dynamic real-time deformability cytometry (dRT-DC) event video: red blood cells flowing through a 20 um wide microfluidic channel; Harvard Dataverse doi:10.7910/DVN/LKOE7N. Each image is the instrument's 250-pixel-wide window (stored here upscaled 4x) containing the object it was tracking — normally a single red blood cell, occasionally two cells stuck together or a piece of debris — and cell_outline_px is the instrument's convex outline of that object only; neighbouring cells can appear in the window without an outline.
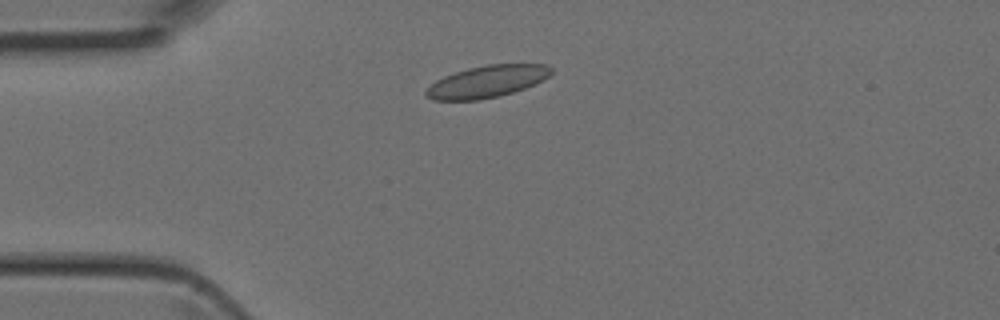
{"species": "Egyptian fruit bat (a non-hibernating species)", "species_latin": "Rousettus aegyptiacus", "temperature_condition": "room temperature", "stored_images_in_passage": 40, "camera_frame_rate_fps": 3000, "um_per_image_px": 0.085, "animal": {"sex": "female"}, "frame": {"image": 1, "passage_image": 6, "time_ms": 1.667, "image_size_px": [1000, 320], "cell_outline_px": [[552, 72], [548, 76], [524, 88], [500, 96], [480, 100], [432, 100], [424, 96], [424, 92], [436, 80], [444, 76], [468, 68], [488, 64], [548, 64], [552, 68]], "centroid_in_image_um": [41.36, 6.93], "position_along_channel_um": 43.6, "area_um2": 23.18}}
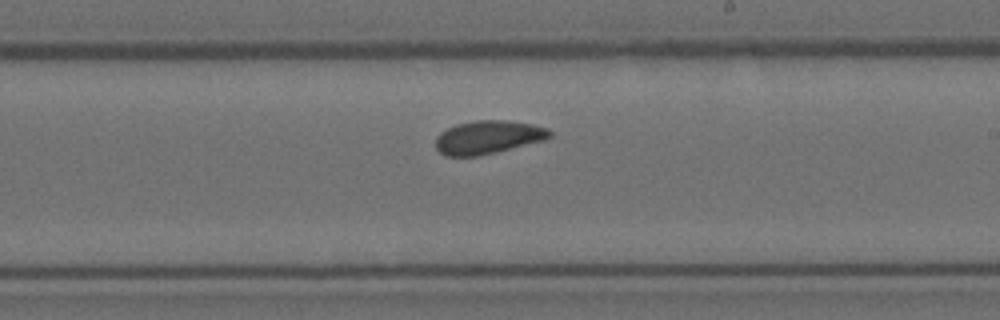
{"frame": {"image": 2, "passage_image": 21, "time_ms": 6.667, "image_size_px": [1000, 320], "cell_outline_px": [[552, 136], [544, 140], [480, 156], [444, 156], [436, 148], [436, 136], [440, 132], [456, 124], [476, 120], [508, 120], [532, 124], [548, 128], [552, 132]], "centroid_in_image_um": [41.48, 11.66], "position_along_channel_um": 247.5, "area_um2": 22.25}}
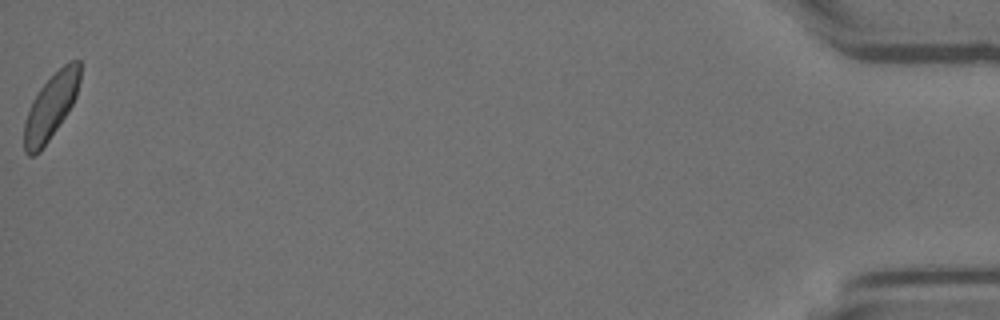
{"frame": {"image": 3, "passage_image": 40, "time_ms": 13.0, "image_size_px": [1000, 320], "cell_outline_px": [[80, 80], [76, 96], [68, 112], [40, 152], [32, 156], [28, 156], [24, 152], [24, 124], [32, 100], [40, 88], [64, 64], [72, 60], [80, 60]], "centroid_in_image_um": [4.32, 9.08], "position_along_channel_um": 430.9, "area_um2": 20.98}}